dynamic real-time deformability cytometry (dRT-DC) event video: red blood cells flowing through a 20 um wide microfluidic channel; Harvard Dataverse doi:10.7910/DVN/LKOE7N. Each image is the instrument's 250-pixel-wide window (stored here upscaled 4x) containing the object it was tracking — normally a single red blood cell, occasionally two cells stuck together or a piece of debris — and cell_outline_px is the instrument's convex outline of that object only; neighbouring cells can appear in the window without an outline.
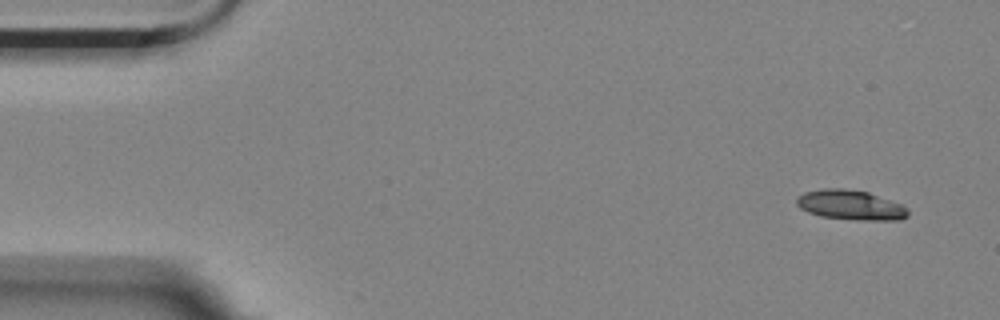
{"species": "Egyptian fruit bat (a non-hibernating species)", "species_latin": "Rousettus aegyptiacus", "temperature_condition": "room temperature", "stored_images_in_passage": 54, "camera_frame_rate_fps": 3000, "um_per_image_px": 0.085, "animal": {"sex": "female"}, "frame": {"image": 1, "passage_image": 1, "time_ms": 0.0, "image_size_px": [1000, 320], "cell_outline_px": [[908, 216], [900, 220], [856, 220], [820, 216], [808, 212], [800, 208], [796, 204], [796, 196], [804, 192], [824, 188], [844, 188], [868, 192], [900, 204], [908, 208]], "centroid_in_image_um": [72.27, 17.42], "position_along_channel_um": 12.7, "area_um2": 19.42}}
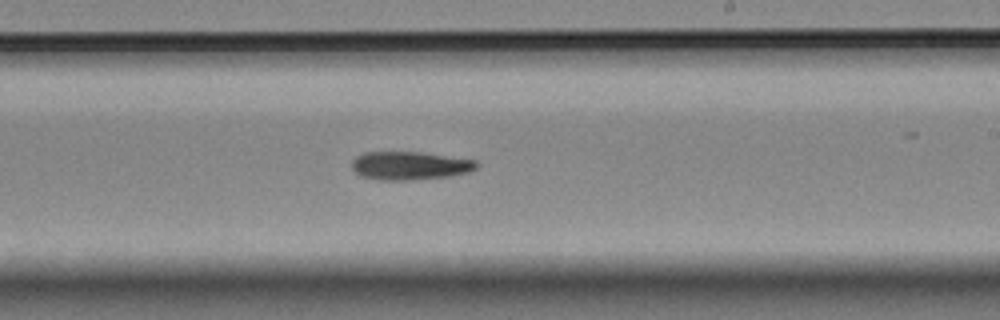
{"frame": {"image": 2, "passage_image": 31, "time_ms": 10.0, "image_size_px": [1000, 320], "cell_outline_px": [[480, 164], [476, 168], [468, 172], [452, 176], [408, 180], [380, 180], [360, 176], [352, 168], [352, 160], [356, 156], [364, 152], [420, 152], [476, 160]], "centroid_in_image_um": [34.83, 14.08], "position_along_channel_um": 254.2, "area_um2": 20.63}}
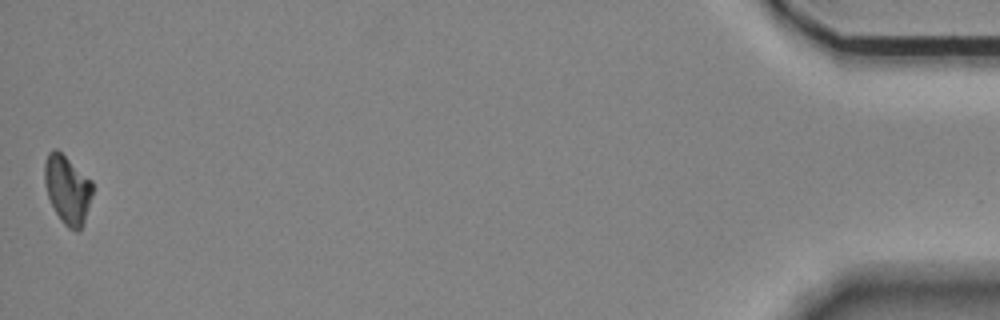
{"frame": {"image": 3, "passage_image": 54, "time_ms": 17.667, "image_size_px": [1000, 320], "cell_outline_px": [[92, 196], [80, 232], [76, 232], [68, 228], [60, 220], [48, 196], [44, 184], [44, 164], [48, 152], [52, 148], [56, 148], [92, 180]], "centroid_in_image_um": [5.72, 16.1], "position_along_channel_um": 429.5, "area_um2": 19.19}, "authors_computed_cell_mechanics": {"area_um2": 19.6231, "velocity_mm_per_s": 3.5118, "shape_relaxation_time_tau1_ms": 6.0544, "shape_relaxation_time_tau2_ms": null, "deformation_change_tau1": 0.1394, "deformation_change_tau2": null}}